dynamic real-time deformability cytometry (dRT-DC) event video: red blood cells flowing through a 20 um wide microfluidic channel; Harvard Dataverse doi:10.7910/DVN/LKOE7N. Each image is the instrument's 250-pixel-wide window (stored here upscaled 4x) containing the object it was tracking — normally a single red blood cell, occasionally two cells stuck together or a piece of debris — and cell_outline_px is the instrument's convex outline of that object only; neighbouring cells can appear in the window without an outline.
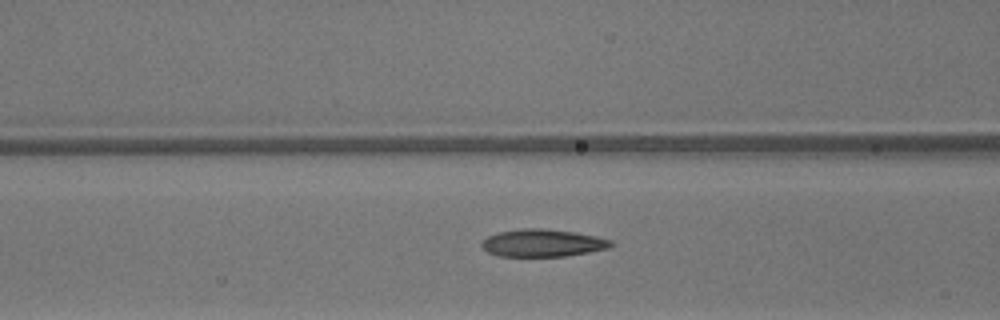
{"species": "common noctule bat (a hibernating species)", "species_latin": "Nyctalus noctula", "temperature_condition": "warm", "stored_images_in_passage": 50, "camera_frame_rate_fps": 3000, "um_per_image_px": 0.085, "animal": {"sex": "male", "body_mass_g": 13.3}, "frame": {"image": 1, "passage_image": 21, "time_ms": 6.667, "image_size_px": [1000, 320], "cell_outline_px": [[616, 244], [608, 248], [588, 252], [564, 256], [496, 256], [488, 252], [480, 244], [488, 236], [496, 232], [524, 228], [544, 228], [576, 232], [596, 236], [612, 240]], "centroid_in_image_um": [46.14, 20.64], "position_along_channel_um": 120.5, "area_um2": 20.81}}
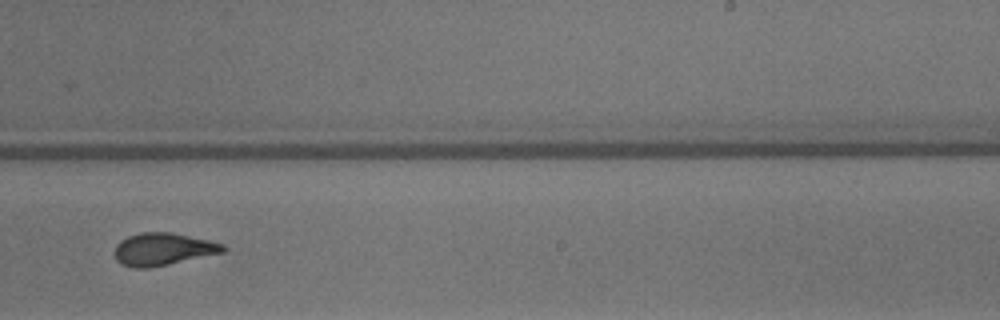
{"frame": {"image": 2, "passage_image": 32, "time_ms": 10.333, "image_size_px": [1000, 320], "cell_outline_px": [[228, 248], [224, 252], [168, 264], [148, 268], [132, 268], [120, 264], [116, 260], [116, 244], [120, 240], [128, 236], [140, 232], [172, 232], [208, 240], [224, 244]], "centroid_in_image_um": [13.85, 21.18], "position_along_channel_um": 275.2, "area_um2": 20.52}}
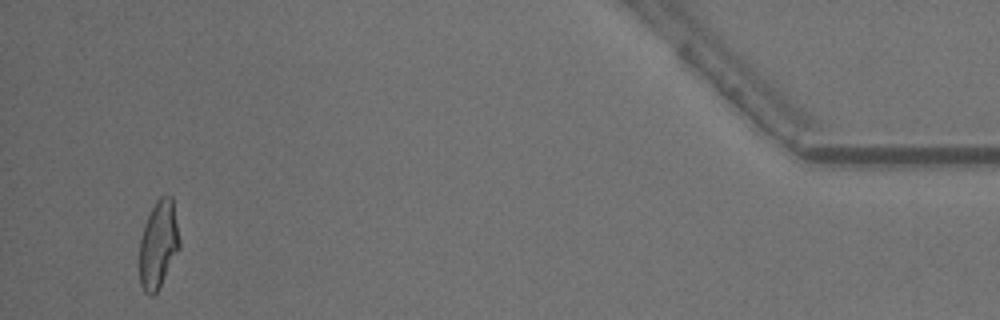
{"frame": {"image": 3, "passage_image": 48, "time_ms": 15.667, "image_size_px": [1000, 320], "cell_outline_px": [[180, 248], [156, 292], [152, 296], [148, 296], [144, 292], [140, 284], [140, 240], [144, 224], [156, 200], [160, 196], [172, 196], [180, 240]], "centroid_in_image_um": [13.46, 20.78], "position_along_channel_um": 421.7, "area_um2": 20.29}, "authors_computed_cell_mechanics": {"area_um2": 20.6346, "velocity_mm_per_s": 4.2246, "shape_relaxation_time_tau1_ms": 8.3896, "shape_relaxation_time_tau2_ms": 1.5562, "deformation_change_tau1": 0.24, "deformation_change_tau2": 0.0917}}